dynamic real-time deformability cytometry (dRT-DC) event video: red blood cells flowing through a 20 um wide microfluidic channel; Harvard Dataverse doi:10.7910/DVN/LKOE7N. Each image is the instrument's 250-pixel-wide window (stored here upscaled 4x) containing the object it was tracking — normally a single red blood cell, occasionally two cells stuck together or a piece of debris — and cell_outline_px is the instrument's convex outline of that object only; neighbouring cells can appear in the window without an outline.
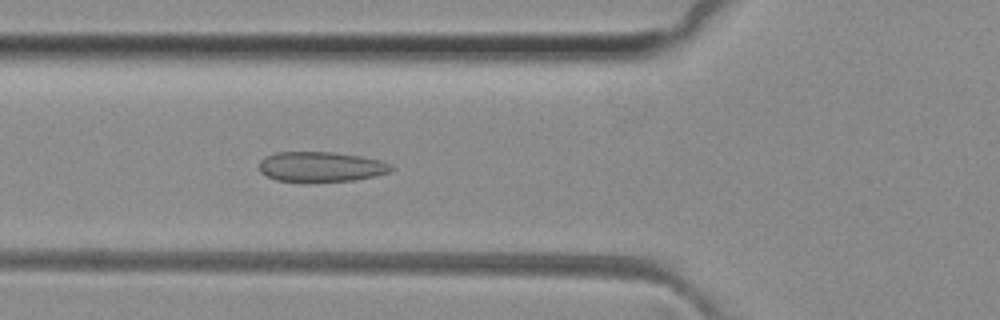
{"species": "common noctule bat (a hibernating species)", "species_latin": "Nyctalus noctula", "temperature_condition": "room temperature", "stored_images_in_passage": 49, "camera_frame_rate_fps": 3000, "um_per_image_px": 0.085, "animal": {"sex": "female", "body_mass_g": 29.2, "forearm_length_mm": 56.3}, "frame": {"image": 1, "passage_image": 17, "time_ms": 5.333, "image_size_px": [1000, 320], "cell_outline_px": [[392, 168], [388, 172], [376, 176], [352, 180], [276, 180], [260, 172], [260, 160], [264, 156], [276, 152], [336, 152], [360, 156], [380, 160], [392, 164]], "centroid_in_image_um": [27.28, 14.14], "position_along_channel_um": 98.5, "area_um2": 22.66}}
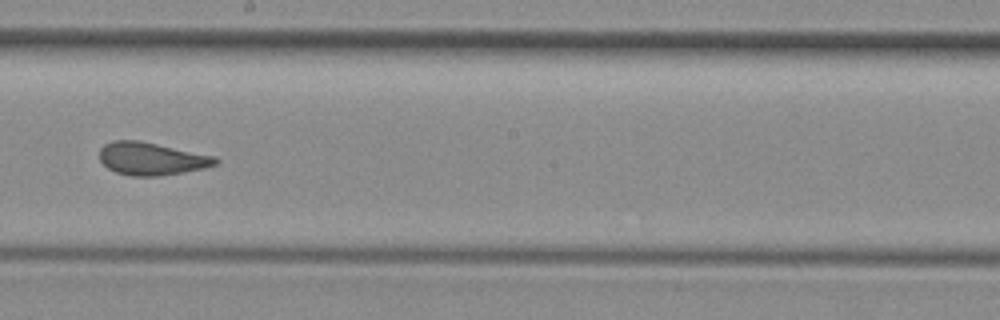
{"frame": {"image": 2, "passage_image": 27, "time_ms": 8.667, "image_size_px": [1000, 320], "cell_outline_px": [[220, 160], [216, 164], [204, 168], [184, 172], [160, 176], [132, 176], [116, 172], [108, 168], [100, 160], [100, 148], [104, 144], [112, 140], [136, 140], [216, 156]], "centroid_in_image_um": [12.87, 13.49], "position_along_channel_um": 235.3, "area_um2": 22.02}}
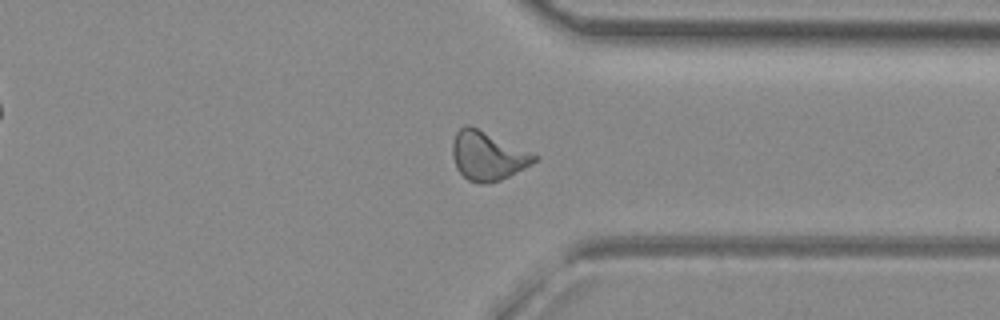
{"frame": {"image": 3, "passage_image": 37, "time_ms": 12.0, "image_size_px": [1000, 320], "cell_outline_px": [[540, 156], [536, 160], [524, 168], [500, 180], [488, 184], [480, 184], [468, 180], [456, 168], [452, 156], [452, 144], [456, 132], [464, 124], [468, 124]], "centroid_in_image_um": [41.42, 13.25], "position_along_channel_um": 370.0, "area_um2": 23.12}, "authors_computed_cell_mechanics": {"area_um2": 22.6576, "velocity_mm_per_s": 4.1004, "shape_relaxation_time_tau1_ms": null, "shape_relaxation_time_tau2_ms": 1.0332, "deformation_change_tau1": null, "deformation_change_tau2": 0.0948}}